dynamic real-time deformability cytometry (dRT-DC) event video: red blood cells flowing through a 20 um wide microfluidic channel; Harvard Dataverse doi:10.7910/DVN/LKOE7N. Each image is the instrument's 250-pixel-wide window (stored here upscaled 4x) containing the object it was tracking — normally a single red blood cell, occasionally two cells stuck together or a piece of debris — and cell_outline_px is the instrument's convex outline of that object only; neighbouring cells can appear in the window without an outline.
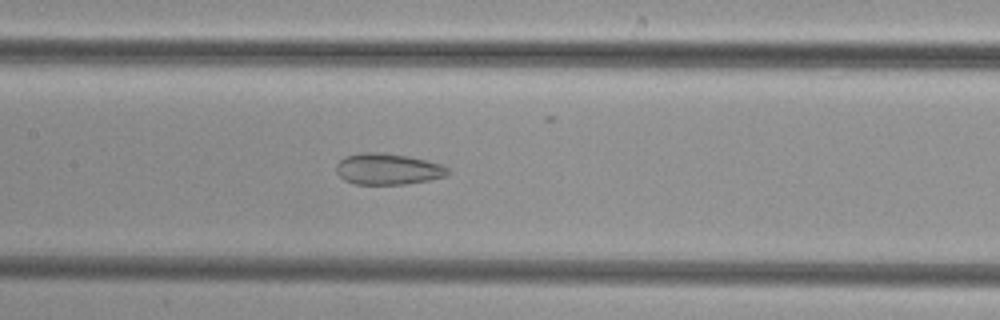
{"species": "common noctule bat (a hibernating species)", "species_latin": "Nyctalus noctula", "temperature_condition": "cold", "stored_images_in_passage": 49, "camera_frame_rate_fps": 3000, "um_per_image_px": 0.085, "animal": {"sex": "female", "body_mass_g": 29.2, "forearm_length_mm": 56.3}, "frame": {"image": 1, "passage_image": 23, "time_ms": 7.333, "image_size_px": [1000, 320], "cell_outline_px": [[448, 172], [444, 176], [428, 180], [404, 184], [356, 184], [344, 180], [336, 172], [336, 164], [344, 156], [364, 152], [376, 152], [404, 156], [424, 160], [440, 164], [448, 168]], "centroid_in_image_um": [32.9, 14.37], "position_along_channel_um": 174.5, "area_um2": 19.94}}
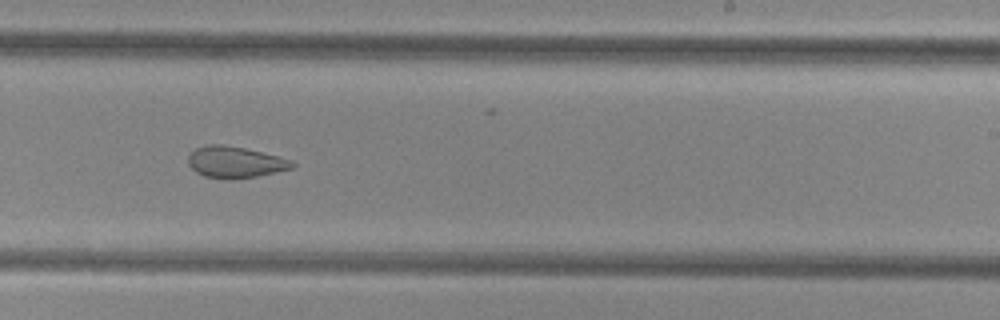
{"frame": {"image": 2, "passage_image": 30, "time_ms": 9.667, "image_size_px": [1000, 320], "cell_outline_px": [[296, 164], [292, 168], [256, 176], [232, 180], [228, 180], [204, 176], [196, 172], [188, 164], [188, 156], [196, 148], [208, 144], [220, 144], [244, 148], [292, 160]], "centroid_in_image_um": [19.95, 13.79], "position_along_channel_um": 269.0, "area_um2": 18.9}}
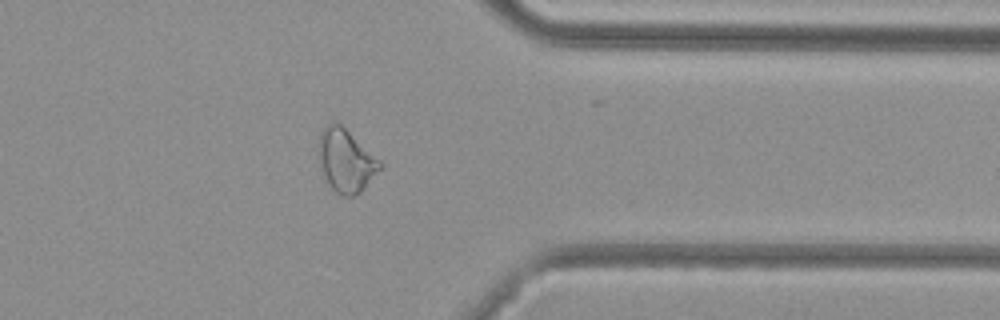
{"frame": {"image": 3, "passage_image": 39, "time_ms": 12.667, "image_size_px": [1000, 320], "cell_outline_px": [[384, 164], [364, 188], [360, 192], [352, 196], [340, 196], [324, 184], [316, 156], [320, 132], [332, 120], [340, 124], [380, 160]], "centroid_in_image_um": [29.32, 13.68], "position_along_channel_um": 382.1, "area_um2": 23.06}}